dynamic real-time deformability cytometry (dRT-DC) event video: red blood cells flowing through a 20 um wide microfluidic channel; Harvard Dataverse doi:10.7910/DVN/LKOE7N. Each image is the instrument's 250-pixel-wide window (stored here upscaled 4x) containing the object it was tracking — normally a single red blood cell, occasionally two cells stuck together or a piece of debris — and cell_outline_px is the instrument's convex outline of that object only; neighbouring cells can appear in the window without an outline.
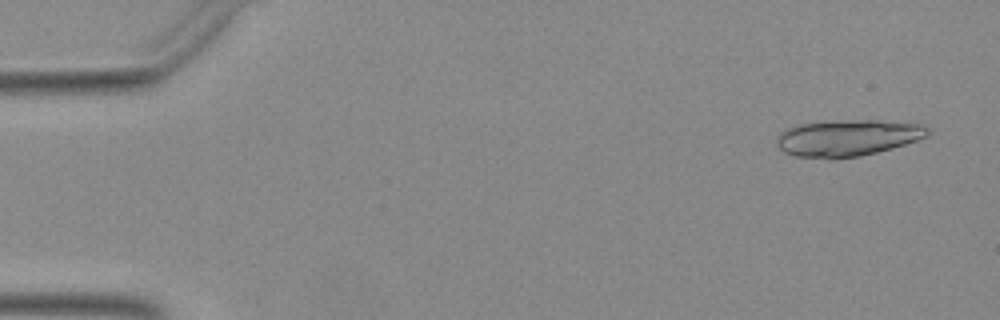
{"species": "Egyptian fruit bat (a non-hibernating species)", "species_latin": "Rousettus aegyptiacus", "temperature_condition": "warm", "stored_images_in_passage": 7, "camera_frame_rate_fps": 3000, "um_per_image_px": 0.085, "animal": {"sex": "female"}, "frame": {"image": 1, "passage_image": 2, "time_ms": 0.333, "image_size_px": [1000, 320], "cell_outline_px": [[928, 136], [892, 148], [860, 156], [832, 160], [828, 160], [796, 156], [784, 152], [776, 144], [776, 136], [780, 132], [788, 128], [800, 124], [860, 120], [880, 120], [924, 124], [928, 128]], "centroid_in_image_um": [72.03, 11.74], "position_along_channel_um": 13.0, "area_um2": 32.14}}